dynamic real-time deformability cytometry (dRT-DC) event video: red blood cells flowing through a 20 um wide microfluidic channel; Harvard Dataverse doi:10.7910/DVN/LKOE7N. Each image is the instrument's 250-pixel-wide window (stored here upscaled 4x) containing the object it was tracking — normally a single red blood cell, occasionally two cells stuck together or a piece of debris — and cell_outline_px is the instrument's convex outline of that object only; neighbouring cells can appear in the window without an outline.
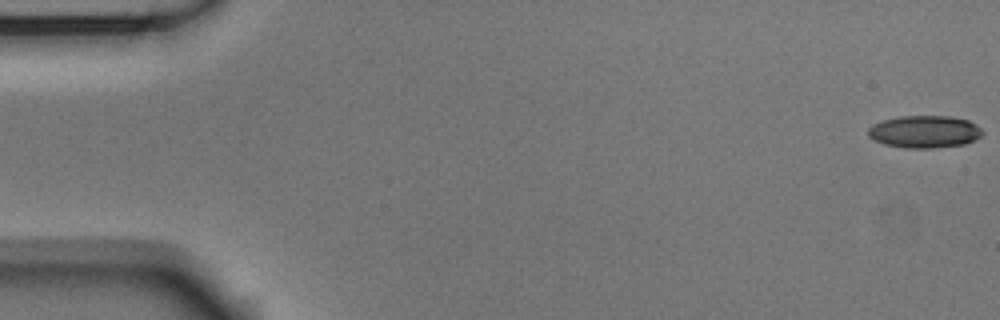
{"species": "Egyptian fruit bat (a non-hibernating species)", "species_latin": "Rousettus aegyptiacus", "temperature_condition": "room temperature", "stored_images_in_passage": 54, "camera_frame_rate_fps": 3000, "um_per_image_px": 0.085, "animal": {"sex": "male"}, "frame": {"image": 1, "passage_image": 1, "time_ms": 0.0, "image_size_px": [1000, 320], "cell_outline_px": [[984, 132], [976, 140], [964, 144], [932, 148], [904, 148], [884, 144], [868, 136], [868, 128], [872, 124], [896, 116], [948, 116], [968, 120], [976, 124]], "centroid_in_image_um": [78.58, 11.19], "position_along_channel_um": 6.4, "area_um2": 21.62}}
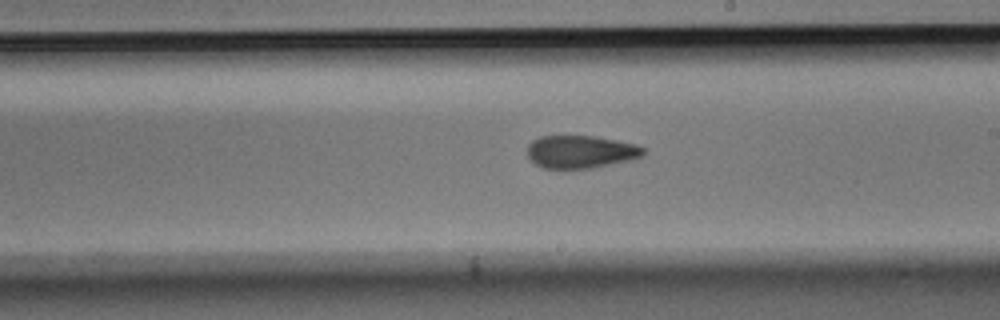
{"frame": {"image": 2, "passage_image": 31, "time_ms": 10.0, "image_size_px": [1000, 320], "cell_outline_px": [[644, 156], [636, 160], [592, 168], [544, 168], [536, 164], [528, 156], [528, 144], [532, 140], [540, 136], [592, 136], [616, 140], [636, 144], [644, 148]], "centroid_in_image_um": [49.41, 12.91], "position_along_channel_um": 239.6, "area_um2": 22.31}}
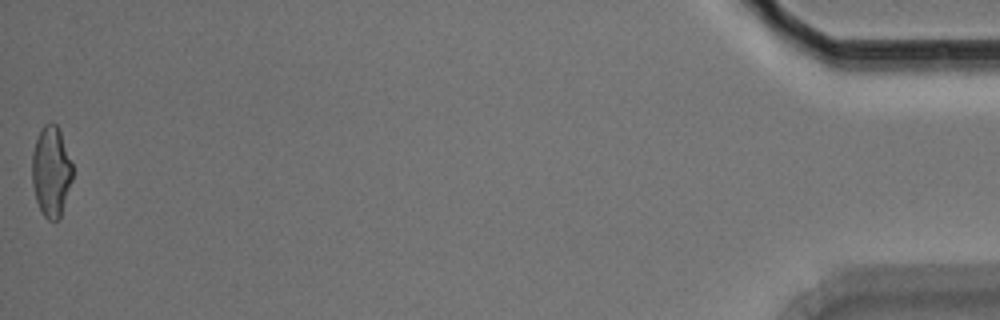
{"frame": {"image": 3, "passage_image": 54, "time_ms": 17.667, "image_size_px": [1000, 320], "cell_outline_px": [[72, 180], [60, 216], [56, 220], [48, 220], [44, 216], [36, 200], [32, 184], [32, 152], [36, 140], [44, 124], [56, 124], [60, 128], [72, 164]], "centroid_in_image_um": [4.35, 14.56], "position_along_channel_um": 430.9, "area_um2": 21.15}, "authors_computed_cell_mechanics": {"area_um2": 22.2819, "velocity_mm_per_s": 3.7607, "shape_relaxation_time_tau1_ms": 11.1981, "shape_relaxation_time_tau2_ms": 3.0231, "deformation_change_tau1": 0.2006, "deformation_change_tau2": 0.1067}}